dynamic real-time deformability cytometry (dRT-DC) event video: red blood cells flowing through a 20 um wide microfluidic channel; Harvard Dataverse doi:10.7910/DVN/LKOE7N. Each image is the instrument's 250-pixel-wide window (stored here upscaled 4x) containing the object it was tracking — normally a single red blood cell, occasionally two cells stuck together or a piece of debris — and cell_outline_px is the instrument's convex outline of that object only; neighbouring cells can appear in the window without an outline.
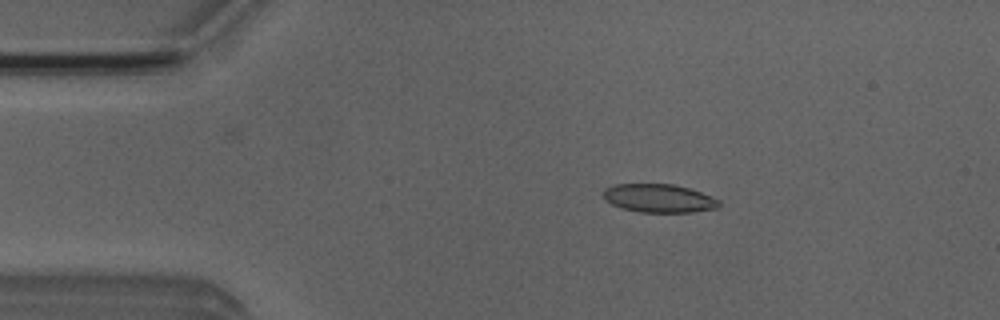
{"species": "Egyptian fruit bat (a non-hibernating species)", "species_latin": "Rousettus aegyptiacus", "temperature_condition": "room temperature", "stored_images_in_passage": 6, "camera_frame_rate_fps": 3000, "um_per_image_px": 0.085, "animal": {"sex": "male"}, "frame": {"image": 1, "passage_image": 2, "time_ms": 1.333, "image_size_px": [1000, 320], "cell_outline_px": [[720, 208], [692, 212], [640, 212], [620, 208], [604, 200], [604, 188], [616, 184], [672, 184], [688, 188], [700, 192], [720, 200]], "centroid_in_image_um": [56.01, 16.86], "position_along_channel_um": 29.0, "area_um2": 19.19}}